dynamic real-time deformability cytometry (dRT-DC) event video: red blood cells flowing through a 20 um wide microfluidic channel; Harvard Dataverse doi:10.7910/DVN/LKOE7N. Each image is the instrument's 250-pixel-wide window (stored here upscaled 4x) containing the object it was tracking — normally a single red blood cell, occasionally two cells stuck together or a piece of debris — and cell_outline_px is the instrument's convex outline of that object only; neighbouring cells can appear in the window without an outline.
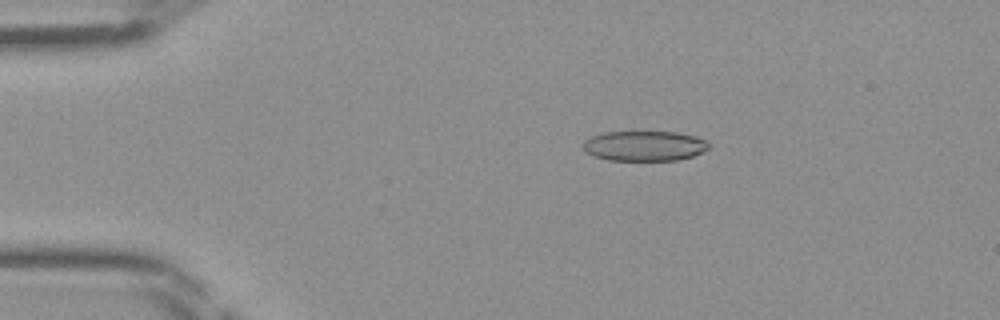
{"species": "Egyptian fruit bat (a non-hibernating species)", "species_latin": "Rousettus aegyptiacus", "temperature_condition": "room temperature", "stored_images_in_passage": 46, "camera_frame_rate_fps": 3000, "um_per_image_px": 0.085, "frame": {"image": 1, "passage_image": 9, "time_ms": 2.667, "image_size_px": [1000, 320], "cell_outline_px": [[708, 148], [704, 152], [692, 156], [676, 160], [608, 160], [592, 156], [584, 152], [584, 140], [592, 136], [604, 132], [676, 132], [692, 136], [704, 140], [708, 144]], "centroid_in_image_um": [54.72, 12.41], "position_along_channel_um": 30.3, "area_um2": 21.91}}
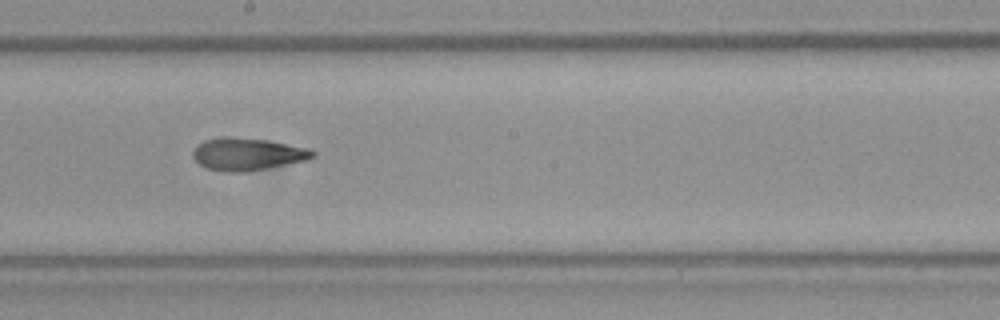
{"frame": {"image": 2, "passage_image": 26, "time_ms": 8.333, "image_size_px": [1000, 320], "cell_outline_px": [[316, 156], [308, 160], [268, 168], [244, 172], [228, 172], [208, 168], [200, 164], [192, 156], [192, 152], [196, 144], [204, 140], [220, 136], [232, 136], [268, 140], [312, 148], [316, 152]], "centroid_in_image_um": [21.07, 13.08], "position_along_channel_um": 227.1, "area_um2": 23.06}}
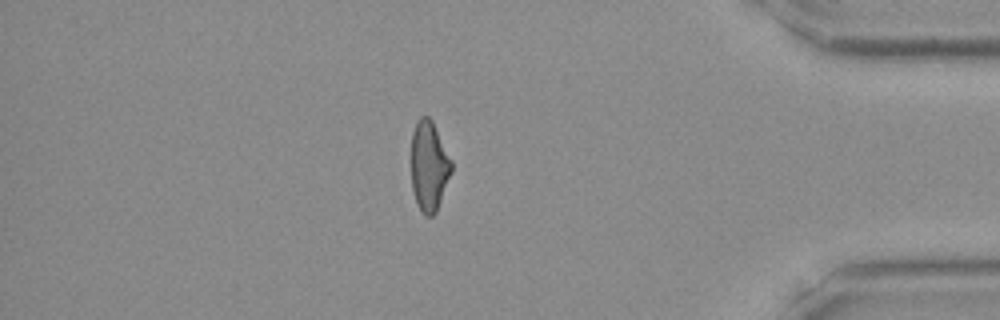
{"frame": {"image": 3, "passage_image": 40, "time_ms": 13.0, "image_size_px": [1000, 320], "cell_outline_px": [[452, 172], [436, 212], [432, 216], [424, 216], [416, 204], [412, 192], [412, 132], [416, 120], [420, 116], [428, 116], [432, 120], [452, 160]], "centroid_in_image_um": [36.47, 14.12], "position_along_channel_um": 398.7, "area_um2": 21.33}}